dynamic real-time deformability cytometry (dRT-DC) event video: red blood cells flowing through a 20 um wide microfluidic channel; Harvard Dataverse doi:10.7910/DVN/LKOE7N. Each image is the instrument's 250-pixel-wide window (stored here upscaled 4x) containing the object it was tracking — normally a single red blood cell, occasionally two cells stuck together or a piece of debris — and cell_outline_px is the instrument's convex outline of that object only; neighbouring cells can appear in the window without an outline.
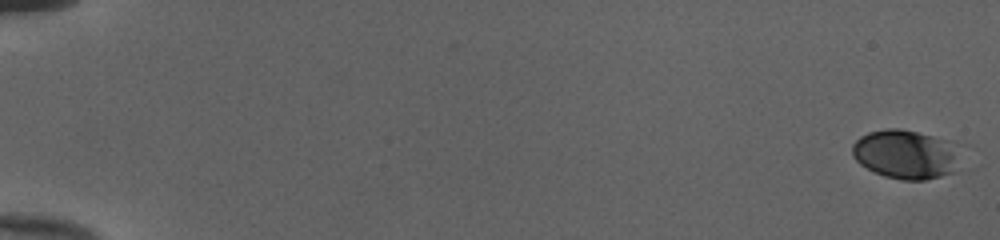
{"species": "human", "species_latin": "Homo sapiens", "temperature_condition": "cold", "stored_images_in_passage": 53, "camera_frame_rate_fps": 3000, "um_per_image_px": 0.085, "donor": {"sex": "female"}, "frame": {"image": 1, "passage_image": 1, "time_ms": 0.0, "image_size_px": [1000, 240], "cell_outline_px": [[956, 144], [952, 172], [940, 176], [924, 180], [900, 180], [884, 176], [860, 164], [852, 156], [852, 144], [860, 136], [868, 132], [884, 128], [900, 128], [948, 140]], "centroid_in_image_um": [76.88, 13.1], "position_along_channel_um": 8.1, "area_um2": 30.4}}
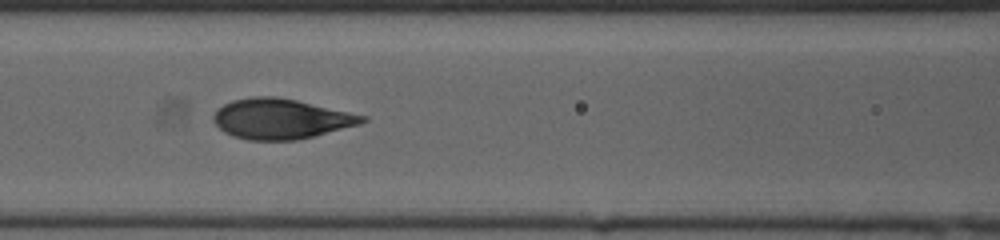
{"frame": {"image": 2, "passage_image": 26, "time_ms": 8.333, "image_size_px": [1000, 240], "cell_outline_px": [[368, 120], [360, 124], [296, 140], [248, 140], [232, 136], [224, 132], [212, 120], [212, 116], [224, 104], [232, 100], [252, 96], [276, 96], [296, 100], [368, 116]], "centroid_in_image_um": [23.86, 10.09], "position_along_channel_um": 142.7, "area_um2": 34.68}}
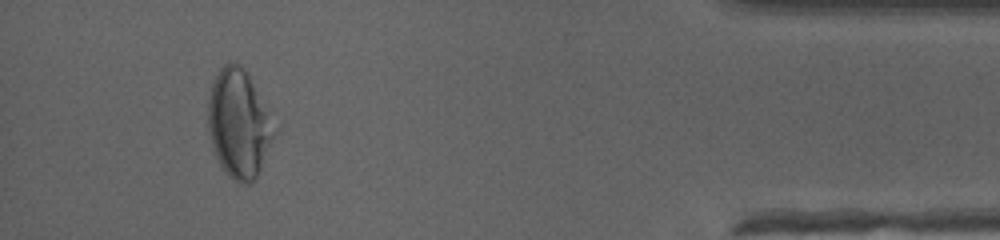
{"frame": {"image": 3, "passage_image": 50, "time_ms": 16.333, "image_size_px": [1000, 240], "cell_outline_px": [[280, 132], [256, 176], [252, 180], [240, 184], [228, 176], [224, 172], [216, 156], [212, 144], [208, 128], [208, 100], [212, 84], [220, 68], [224, 64], [232, 60], [240, 64], [244, 68]], "centroid_in_image_um": [20.33, 10.52], "position_along_channel_um": 414.9, "area_um2": 41.96}, "authors_computed_cell_mechanics": {"area_um2": 34.2754, "velocity_mm_per_s": 4.0132, "shape_relaxation_time_tau1_ms": 4.4938, "shape_relaxation_time_tau2_ms": null, "deformation_change_tau1": 0.1764, "deformation_change_tau2": null}}